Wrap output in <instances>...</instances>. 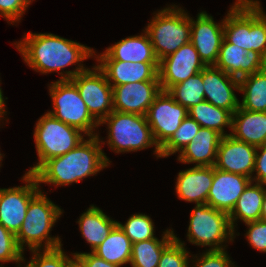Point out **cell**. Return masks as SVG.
<instances>
[{"instance_id":"15","label":"cell","mask_w":266,"mask_h":267,"mask_svg":"<svg viewBox=\"0 0 266 267\" xmlns=\"http://www.w3.org/2000/svg\"><path fill=\"white\" fill-rule=\"evenodd\" d=\"M190 42L206 66H214L224 39V18L216 23L206 11L198 13L196 21L190 17Z\"/></svg>"},{"instance_id":"44","label":"cell","mask_w":266,"mask_h":267,"mask_svg":"<svg viewBox=\"0 0 266 267\" xmlns=\"http://www.w3.org/2000/svg\"><path fill=\"white\" fill-rule=\"evenodd\" d=\"M3 157H4V155L0 152V167H1V165H2V164H1L2 162H1V161L3 160V159H2Z\"/></svg>"},{"instance_id":"45","label":"cell","mask_w":266,"mask_h":267,"mask_svg":"<svg viewBox=\"0 0 266 267\" xmlns=\"http://www.w3.org/2000/svg\"><path fill=\"white\" fill-rule=\"evenodd\" d=\"M17 266H18V267H22L20 264H18ZM0 267H4V266H2V264H1Z\"/></svg>"},{"instance_id":"27","label":"cell","mask_w":266,"mask_h":267,"mask_svg":"<svg viewBox=\"0 0 266 267\" xmlns=\"http://www.w3.org/2000/svg\"><path fill=\"white\" fill-rule=\"evenodd\" d=\"M162 235L160 240L156 237L132 244V267H158L163 250L175 239L173 229H167Z\"/></svg>"},{"instance_id":"8","label":"cell","mask_w":266,"mask_h":267,"mask_svg":"<svg viewBox=\"0 0 266 267\" xmlns=\"http://www.w3.org/2000/svg\"><path fill=\"white\" fill-rule=\"evenodd\" d=\"M187 240L197 246H209L208 250H224L223 243L233 242L235 232L232 230L229 215L207 203L197 204L190 214Z\"/></svg>"},{"instance_id":"4","label":"cell","mask_w":266,"mask_h":267,"mask_svg":"<svg viewBox=\"0 0 266 267\" xmlns=\"http://www.w3.org/2000/svg\"><path fill=\"white\" fill-rule=\"evenodd\" d=\"M63 214L58 205H55L40 191L29 203L26 217L21 225L16 240L24 251L56 249L62 246L60 237H51L50 231ZM28 245V246H27Z\"/></svg>"},{"instance_id":"9","label":"cell","mask_w":266,"mask_h":267,"mask_svg":"<svg viewBox=\"0 0 266 267\" xmlns=\"http://www.w3.org/2000/svg\"><path fill=\"white\" fill-rule=\"evenodd\" d=\"M49 85L52 98V111L48 114L83 132L86 136H95L99 123L88 112L78 88L71 80H57ZM94 132V133H93Z\"/></svg>"},{"instance_id":"21","label":"cell","mask_w":266,"mask_h":267,"mask_svg":"<svg viewBox=\"0 0 266 267\" xmlns=\"http://www.w3.org/2000/svg\"><path fill=\"white\" fill-rule=\"evenodd\" d=\"M214 178V166H194L177 175L175 185L178 198L195 204L207 203Z\"/></svg>"},{"instance_id":"29","label":"cell","mask_w":266,"mask_h":267,"mask_svg":"<svg viewBox=\"0 0 266 267\" xmlns=\"http://www.w3.org/2000/svg\"><path fill=\"white\" fill-rule=\"evenodd\" d=\"M239 92H243L242 109L266 112V68L240 78Z\"/></svg>"},{"instance_id":"1","label":"cell","mask_w":266,"mask_h":267,"mask_svg":"<svg viewBox=\"0 0 266 267\" xmlns=\"http://www.w3.org/2000/svg\"><path fill=\"white\" fill-rule=\"evenodd\" d=\"M15 43L29 67L42 74L59 72V80H71L78 73L87 70L81 62L96 55V51L88 46L51 33L28 32L22 40ZM74 64H77L75 70H63Z\"/></svg>"},{"instance_id":"2","label":"cell","mask_w":266,"mask_h":267,"mask_svg":"<svg viewBox=\"0 0 266 267\" xmlns=\"http://www.w3.org/2000/svg\"><path fill=\"white\" fill-rule=\"evenodd\" d=\"M62 156L47 160L33 175L38 184L68 186L96 175L108 167L111 161L103 152L99 135L89 136ZM101 143V144H100Z\"/></svg>"},{"instance_id":"30","label":"cell","mask_w":266,"mask_h":267,"mask_svg":"<svg viewBox=\"0 0 266 267\" xmlns=\"http://www.w3.org/2000/svg\"><path fill=\"white\" fill-rule=\"evenodd\" d=\"M188 116L194 119L201 127L216 130L222 136L229 135L224 133V127L232 130L233 114L229 110L217 107L206 100L190 107Z\"/></svg>"},{"instance_id":"28","label":"cell","mask_w":266,"mask_h":267,"mask_svg":"<svg viewBox=\"0 0 266 267\" xmlns=\"http://www.w3.org/2000/svg\"><path fill=\"white\" fill-rule=\"evenodd\" d=\"M93 253L109 263L126 265L130 263L132 242L116 225Z\"/></svg>"},{"instance_id":"43","label":"cell","mask_w":266,"mask_h":267,"mask_svg":"<svg viewBox=\"0 0 266 267\" xmlns=\"http://www.w3.org/2000/svg\"><path fill=\"white\" fill-rule=\"evenodd\" d=\"M260 220H263L266 222V191H265V196H264L263 203H262Z\"/></svg>"},{"instance_id":"7","label":"cell","mask_w":266,"mask_h":267,"mask_svg":"<svg viewBox=\"0 0 266 267\" xmlns=\"http://www.w3.org/2000/svg\"><path fill=\"white\" fill-rule=\"evenodd\" d=\"M84 133L56 118L47 112L38 119L34 129V142L38 163L26 173L34 174L47 160L62 156L75 148L82 140Z\"/></svg>"},{"instance_id":"22","label":"cell","mask_w":266,"mask_h":267,"mask_svg":"<svg viewBox=\"0 0 266 267\" xmlns=\"http://www.w3.org/2000/svg\"><path fill=\"white\" fill-rule=\"evenodd\" d=\"M130 36L108 47L105 52L94 56L96 60H120L131 62H159L148 33Z\"/></svg>"},{"instance_id":"41","label":"cell","mask_w":266,"mask_h":267,"mask_svg":"<svg viewBox=\"0 0 266 267\" xmlns=\"http://www.w3.org/2000/svg\"><path fill=\"white\" fill-rule=\"evenodd\" d=\"M254 172L251 180L266 185V144L257 147Z\"/></svg>"},{"instance_id":"10","label":"cell","mask_w":266,"mask_h":267,"mask_svg":"<svg viewBox=\"0 0 266 267\" xmlns=\"http://www.w3.org/2000/svg\"><path fill=\"white\" fill-rule=\"evenodd\" d=\"M71 81L78 88L88 112L98 123L114 110L112 86L97 65L78 73Z\"/></svg>"},{"instance_id":"37","label":"cell","mask_w":266,"mask_h":267,"mask_svg":"<svg viewBox=\"0 0 266 267\" xmlns=\"http://www.w3.org/2000/svg\"><path fill=\"white\" fill-rule=\"evenodd\" d=\"M193 257L192 267H235V262L232 263V260H230V256L225 249L206 250L199 257L194 255Z\"/></svg>"},{"instance_id":"6","label":"cell","mask_w":266,"mask_h":267,"mask_svg":"<svg viewBox=\"0 0 266 267\" xmlns=\"http://www.w3.org/2000/svg\"><path fill=\"white\" fill-rule=\"evenodd\" d=\"M106 124L107 144L116 153L135 152L155 147V156L160 158V148L156 144L147 117L112 111L99 125Z\"/></svg>"},{"instance_id":"12","label":"cell","mask_w":266,"mask_h":267,"mask_svg":"<svg viewBox=\"0 0 266 267\" xmlns=\"http://www.w3.org/2000/svg\"><path fill=\"white\" fill-rule=\"evenodd\" d=\"M188 116V109L177 103L167 91H161L146 114L154 140L161 148Z\"/></svg>"},{"instance_id":"33","label":"cell","mask_w":266,"mask_h":267,"mask_svg":"<svg viewBox=\"0 0 266 267\" xmlns=\"http://www.w3.org/2000/svg\"><path fill=\"white\" fill-rule=\"evenodd\" d=\"M117 225L131 240L132 244L156 238L154 236L153 220L148 215L135 213L128 218L125 224L117 222Z\"/></svg>"},{"instance_id":"31","label":"cell","mask_w":266,"mask_h":267,"mask_svg":"<svg viewBox=\"0 0 266 267\" xmlns=\"http://www.w3.org/2000/svg\"><path fill=\"white\" fill-rule=\"evenodd\" d=\"M167 92L182 106L189 109L205 100L202 71L187 80L171 86Z\"/></svg>"},{"instance_id":"17","label":"cell","mask_w":266,"mask_h":267,"mask_svg":"<svg viewBox=\"0 0 266 267\" xmlns=\"http://www.w3.org/2000/svg\"><path fill=\"white\" fill-rule=\"evenodd\" d=\"M202 82L206 101L232 114L239 108L240 100L234 92L239 91V79L214 66H206L202 70Z\"/></svg>"},{"instance_id":"39","label":"cell","mask_w":266,"mask_h":267,"mask_svg":"<svg viewBox=\"0 0 266 267\" xmlns=\"http://www.w3.org/2000/svg\"><path fill=\"white\" fill-rule=\"evenodd\" d=\"M245 224L248 227L245 236L249 244L254 249L266 253V222L258 220Z\"/></svg>"},{"instance_id":"13","label":"cell","mask_w":266,"mask_h":267,"mask_svg":"<svg viewBox=\"0 0 266 267\" xmlns=\"http://www.w3.org/2000/svg\"><path fill=\"white\" fill-rule=\"evenodd\" d=\"M206 65L191 42L159 61L158 78L161 89L167 91L189 77L201 72Z\"/></svg>"},{"instance_id":"14","label":"cell","mask_w":266,"mask_h":267,"mask_svg":"<svg viewBox=\"0 0 266 267\" xmlns=\"http://www.w3.org/2000/svg\"><path fill=\"white\" fill-rule=\"evenodd\" d=\"M162 91L159 80H148L112 88L113 109L121 113L146 116L150 105Z\"/></svg>"},{"instance_id":"3","label":"cell","mask_w":266,"mask_h":267,"mask_svg":"<svg viewBox=\"0 0 266 267\" xmlns=\"http://www.w3.org/2000/svg\"><path fill=\"white\" fill-rule=\"evenodd\" d=\"M233 5L224 18V39L266 59V14L260 1L237 0Z\"/></svg>"},{"instance_id":"26","label":"cell","mask_w":266,"mask_h":267,"mask_svg":"<svg viewBox=\"0 0 266 267\" xmlns=\"http://www.w3.org/2000/svg\"><path fill=\"white\" fill-rule=\"evenodd\" d=\"M266 185L251 181L238 198L232 212L229 214V221L234 232L237 220L244 223L260 220L262 203L265 196Z\"/></svg>"},{"instance_id":"25","label":"cell","mask_w":266,"mask_h":267,"mask_svg":"<svg viewBox=\"0 0 266 267\" xmlns=\"http://www.w3.org/2000/svg\"><path fill=\"white\" fill-rule=\"evenodd\" d=\"M117 222L94 205H90L77 221L83 238L90 244L91 252L102 244Z\"/></svg>"},{"instance_id":"34","label":"cell","mask_w":266,"mask_h":267,"mask_svg":"<svg viewBox=\"0 0 266 267\" xmlns=\"http://www.w3.org/2000/svg\"><path fill=\"white\" fill-rule=\"evenodd\" d=\"M41 251V252H40ZM31 260L24 267H72L75 256L66 255L62 246L56 249L30 250Z\"/></svg>"},{"instance_id":"32","label":"cell","mask_w":266,"mask_h":267,"mask_svg":"<svg viewBox=\"0 0 266 267\" xmlns=\"http://www.w3.org/2000/svg\"><path fill=\"white\" fill-rule=\"evenodd\" d=\"M200 128L201 126L194 119L187 116L171 138L160 148V158L180 152L183 147L192 142Z\"/></svg>"},{"instance_id":"38","label":"cell","mask_w":266,"mask_h":267,"mask_svg":"<svg viewBox=\"0 0 266 267\" xmlns=\"http://www.w3.org/2000/svg\"><path fill=\"white\" fill-rule=\"evenodd\" d=\"M33 0H0V15L13 25L22 19Z\"/></svg>"},{"instance_id":"40","label":"cell","mask_w":266,"mask_h":267,"mask_svg":"<svg viewBox=\"0 0 266 267\" xmlns=\"http://www.w3.org/2000/svg\"><path fill=\"white\" fill-rule=\"evenodd\" d=\"M75 256V264L78 267H121L120 265L109 263L98 257L93 252L89 253H73Z\"/></svg>"},{"instance_id":"36","label":"cell","mask_w":266,"mask_h":267,"mask_svg":"<svg viewBox=\"0 0 266 267\" xmlns=\"http://www.w3.org/2000/svg\"><path fill=\"white\" fill-rule=\"evenodd\" d=\"M24 251L18 246L16 235L0 224V262H25ZM22 261V262H21Z\"/></svg>"},{"instance_id":"23","label":"cell","mask_w":266,"mask_h":267,"mask_svg":"<svg viewBox=\"0 0 266 267\" xmlns=\"http://www.w3.org/2000/svg\"><path fill=\"white\" fill-rule=\"evenodd\" d=\"M221 138L216 130L201 127L192 142L179 152L178 161L195 163V166H214Z\"/></svg>"},{"instance_id":"20","label":"cell","mask_w":266,"mask_h":267,"mask_svg":"<svg viewBox=\"0 0 266 267\" xmlns=\"http://www.w3.org/2000/svg\"><path fill=\"white\" fill-rule=\"evenodd\" d=\"M112 86L127 83L159 80V62H131L120 60H96Z\"/></svg>"},{"instance_id":"24","label":"cell","mask_w":266,"mask_h":267,"mask_svg":"<svg viewBox=\"0 0 266 267\" xmlns=\"http://www.w3.org/2000/svg\"><path fill=\"white\" fill-rule=\"evenodd\" d=\"M229 135L256 147L266 144V112L249 111L239 106L233 113Z\"/></svg>"},{"instance_id":"11","label":"cell","mask_w":266,"mask_h":267,"mask_svg":"<svg viewBox=\"0 0 266 267\" xmlns=\"http://www.w3.org/2000/svg\"><path fill=\"white\" fill-rule=\"evenodd\" d=\"M23 186L0 188V224L17 234L26 217L30 201L41 191L33 174L25 173Z\"/></svg>"},{"instance_id":"18","label":"cell","mask_w":266,"mask_h":267,"mask_svg":"<svg viewBox=\"0 0 266 267\" xmlns=\"http://www.w3.org/2000/svg\"><path fill=\"white\" fill-rule=\"evenodd\" d=\"M214 67L240 79L265 69L266 59L254 50L246 51L223 39Z\"/></svg>"},{"instance_id":"5","label":"cell","mask_w":266,"mask_h":267,"mask_svg":"<svg viewBox=\"0 0 266 267\" xmlns=\"http://www.w3.org/2000/svg\"><path fill=\"white\" fill-rule=\"evenodd\" d=\"M170 6L156 12L145 28L158 61L189 43L191 38L190 16L181 7Z\"/></svg>"},{"instance_id":"16","label":"cell","mask_w":266,"mask_h":267,"mask_svg":"<svg viewBox=\"0 0 266 267\" xmlns=\"http://www.w3.org/2000/svg\"><path fill=\"white\" fill-rule=\"evenodd\" d=\"M257 147L234 139L231 135L222 136L214 167L252 179Z\"/></svg>"},{"instance_id":"19","label":"cell","mask_w":266,"mask_h":267,"mask_svg":"<svg viewBox=\"0 0 266 267\" xmlns=\"http://www.w3.org/2000/svg\"><path fill=\"white\" fill-rule=\"evenodd\" d=\"M251 181L249 177L214 167V178L208 193L207 204L229 215Z\"/></svg>"},{"instance_id":"42","label":"cell","mask_w":266,"mask_h":267,"mask_svg":"<svg viewBox=\"0 0 266 267\" xmlns=\"http://www.w3.org/2000/svg\"><path fill=\"white\" fill-rule=\"evenodd\" d=\"M5 109H6V107H5V99L3 97V92H2V89H1V86H0V120H2L4 115H6V113H7V111Z\"/></svg>"},{"instance_id":"35","label":"cell","mask_w":266,"mask_h":267,"mask_svg":"<svg viewBox=\"0 0 266 267\" xmlns=\"http://www.w3.org/2000/svg\"><path fill=\"white\" fill-rule=\"evenodd\" d=\"M186 249L185 243L175 235V239L163 250L158 267H189L192 259Z\"/></svg>"}]
</instances>
